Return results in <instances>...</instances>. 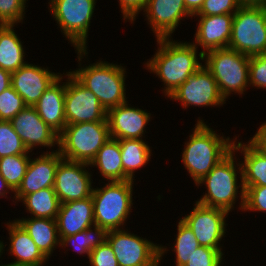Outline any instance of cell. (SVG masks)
I'll list each match as a JSON object with an SVG mask.
<instances>
[{
  "label": "cell",
  "mask_w": 266,
  "mask_h": 266,
  "mask_svg": "<svg viewBox=\"0 0 266 266\" xmlns=\"http://www.w3.org/2000/svg\"><path fill=\"white\" fill-rule=\"evenodd\" d=\"M106 241L112 247L119 266H160L162 257L169 251L166 246L124 229L108 231Z\"/></svg>",
  "instance_id": "30bf717a"
},
{
  "label": "cell",
  "mask_w": 266,
  "mask_h": 266,
  "mask_svg": "<svg viewBox=\"0 0 266 266\" xmlns=\"http://www.w3.org/2000/svg\"><path fill=\"white\" fill-rule=\"evenodd\" d=\"M62 159L58 148L51 152L46 151L37 158H30L25 176L14 192L15 202H19L24 196L41 189L54 188L56 170Z\"/></svg>",
  "instance_id": "9a60e30c"
},
{
  "label": "cell",
  "mask_w": 266,
  "mask_h": 266,
  "mask_svg": "<svg viewBox=\"0 0 266 266\" xmlns=\"http://www.w3.org/2000/svg\"><path fill=\"white\" fill-rule=\"evenodd\" d=\"M97 0H50L49 10L75 49H87V38Z\"/></svg>",
  "instance_id": "9c48e42d"
},
{
  "label": "cell",
  "mask_w": 266,
  "mask_h": 266,
  "mask_svg": "<svg viewBox=\"0 0 266 266\" xmlns=\"http://www.w3.org/2000/svg\"><path fill=\"white\" fill-rule=\"evenodd\" d=\"M249 85L257 89H266V53L250 56Z\"/></svg>",
  "instance_id": "74e56055"
},
{
  "label": "cell",
  "mask_w": 266,
  "mask_h": 266,
  "mask_svg": "<svg viewBox=\"0 0 266 266\" xmlns=\"http://www.w3.org/2000/svg\"><path fill=\"white\" fill-rule=\"evenodd\" d=\"M88 259L91 266H119L113 249L107 241L94 248Z\"/></svg>",
  "instance_id": "ab89813d"
},
{
  "label": "cell",
  "mask_w": 266,
  "mask_h": 266,
  "mask_svg": "<svg viewBox=\"0 0 266 266\" xmlns=\"http://www.w3.org/2000/svg\"><path fill=\"white\" fill-rule=\"evenodd\" d=\"M27 105L10 86L0 94V120L10 121Z\"/></svg>",
  "instance_id": "836d02e7"
},
{
  "label": "cell",
  "mask_w": 266,
  "mask_h": 266,
  "mask_svg": "<svg viewBox=\"0 0 266 266\" xmlns=\"http://www.w3.org/2000/svg\"><path fill=\"white\" fill-rule=\"evenodd\" d=\"M189 215L182 221L193 231L200 246H206L223 251L220 241L226 234V218L229 213L225 210L208 207L198 202Z\"/></svg>",
  "instance_id": "7c38bea8"
},
{
  "label": "cell",
  "mask_w": 266,
  "mask_h": 266,
  "mask_svg": "<svg viewBox=\"0 0 266 266\" xmlns=\"http://www.w3.org/2000/svg\"><path fill=\"white\" fill-rule=\"evenodd\" d=\"M239 7L237 0H204L201 9L194 16L235 14Z\"/></svg>",
  "instance_id": "8d00e7d4"
},
{
  "label": "cell",
  "mask_w": 266,
  "mask_h": 266,
  "mask_svg": "<svg viewBox=\"0 0 266 266\" xmlns=\"http://www.w3.org/2000/svg\"><path fill=\"white\" fill-rule=\"evenodd\" d=\"M245 188L243 211L266 212V186H250Z\"/></svg>",
  "instance_id": "f35d334b"
},
{
  "label": "cell",
  "mask_w": 266,
  "mask_h": 266,
  "mask_svg": "<svg viewBox=\"0 0 266 266\" xmlns=\"http://www.w3.org/2000/svg\"><path fill=\"white\" fill-rule=\"evenodd\" d=\"M249 142L263 155L266 156V121L260 125Z\"/></svg>",
  "instance_id": "b9f144b4"
},
{
  "label": "cell",
  "mask_w": 266,
  "mask_h": 266,
  "mask_svg": "<svg viewBox=\"0 0 266 266\" xmlns=\"http://www.w3.org/2000/svg\"><path fill=\"white\" fill-rule=\"evenodd\" d=\"M28 0H0V25H16L23 22Z\"/></svg>",
  "instance_id": "e575fe53"
},
{
  "label": "cell",
  "mask_w": 266,
  "mask_h": 266,
  "mask_svg": "<svg viewBox=\"0 0 266 266\" xmlns=\"http://www.w3.org/2000/svg\"><path fill=\"white\" fill-rule=\"evenodd\" d=\"M168 98L179 101L186 109L192 105L220 107L226 103L219 92L214 76L204 65L190 75Z\"/></svg>",
  "instance_id": "4fadbf2b"
},
{
  "label": "cell",
  "mask_w": 266,
  "mask_h": 266,
  "mask_svg": "<svg viewBox=\"0 0 266 266\" xmlns=\"http://www.w3.org/2000/svg\"><path fill=\"white\" fill-rule=\"evenodd\" d=\"M110 138L108 122L67 124L58 136V151L63 159L90 164Z\"/></svg>",
  "instance_id": "52a82bcc"
},
{
  "label": "cell",
  "mask_w": 266,
  "mask_h": 266,
  "mask_svg": "<svg viewBox=\"0 0 266 266\" xmlns=\"http://www.w3.org/2000/svg\"><path fill=\"white\" fill-rule=\"evenodd\" d=\"M150 118L152 119L151 113L138 107H131L128 101L108 109L106 116L110 136L118 140L145 138V129Z\"/></svg>",
  "instance_id": "d6986e66"
},
{
  "label": "cell",
  "mask_w": 266,
  "mask_h": 266,
  "mask_svg": "<svg viewBox=\"0 0 266 266\" xmlns=\"http://www.w3.org/2000/svg\"><path fill=\"white\" fill-rule=\"evenodd\" d=\"M60 75L61 73L51 72L48 67L27 63L11 73V87L23 98L27 106H35Z\"/></svg>",
  "instance_id": "ac0fdd59"
},
{
  "label": "cell",
  "mask_w": 266,
  "mask_h": 266,
  "mask_svg": "<svg viewBox=\"0 0 266 266\" xmlns=\"http://www.w3.org/2000/svg\"><path fill=\"white\" fill-rule=\"evenodd\" d=\"M234 153L232 150L207 175L196 183L197 187L204 184L207 189V193H203L200 200L198 199L196 202L208 207L219 208L229 213L232 209L234 210L235 203L239 197L237 195L240 192L239 199L241 201L239 209L243 211L245 188L242 181V168L240 161L238 164L236 163V157H234L236 154ZM238 173L240 177L237 176L239 175ZM237 178H240L239 185ZM239 188H241L240 191H238Z\"/></svg>",
  "instance_id": "277c9868"
},
{
  "label": "cell",
  "mask_w": 266,
  "mask_h": 266,
  "mask_svg": "<svg viewBox=\"0 0 266 266\" xmlns=\"http://www.w3.org/2000/svg\"><path fill=\"white\" fill-rule=\"evenodd\" d=\"M143 12L156 39L172 38L180 20L193 17L187 11L184 0H148Z\"/></svg>",
  "instance_id": "e0dca14e"
},
{
  "label": "cell",
  "mask_w": 266,
  "mask_h": 266,
  "mask_svg": "<svg viewBox=\"0 0 266 266\" xmlns=\"http://www.w3.org/2000/svg\"><path fill=\"white\" fill-rule=\"evenodd\" d=\"M195 39L193 44L198 48L200 46L201 53L228 48L231 38L232 23L234 14H221L213 16H197Z\"/></svg>",
  "instance_id": "ffe728a7"
},
{
  "label": "cell",
  "mask_w": 266,
  "mask_h": 266,
  "mask_svg": "<svg viewBox=\"0 0 266 266\" xmlns=\"http://www.w3.org/2000/svg\"><path fill=\"white\" fill-rule=\"evenodd\" d=\"M89 166L98 168L108 182L123 181V165L118 139L110 138L97 152Z\"/></svg>",
  "instance_id": "4316f807"
},
{
  "label": "cell",
  "mask_w": 266,
  "mask_h": 266,
  "mask_svg": "<svg viewBox=\"0 0 266 266\" xmlns=\"http://www.w3.org/2000/svg\"><path fill=\"white\" fill-rule=\"evenodd\" d=\"M89 164L62 159L57 167L54 191L60 203L92 196L93 187Z\"/></svg>",
  "instance_id": "5bb4252c"
},
{
  "label": "cell",
  "mask_w": 266,
  "mask_h": 266,
  "mask_svg": "<svg viewBox=\"0 0 266 266\" xmlns=\"http://www.w3.org/2000/svg\"><path fill=\"white\" fill-rule=\"evenodd\" d=\"M223 251L217 249L199 246L190 256L185 266H222ZM222 264V265H221Z\"/></svg>",
  "instance_id": "d590c367"
},
{
  "label": "cell",
  "mask_w": 266,
  "mask_h": 266,
  "mask_svg": "<svg viewBox=\"0 0 266 266\" xmlns=\"http://www.w3.org/2000/svg\"><path fill=\"white\" fill-rule=\"evenodd\" d=\"M234 139L218 135L203 120H197L182 153V162L195 185L233 148Z\"/></svg>",
  "instance_id": "7a4b0ae2"
},
{
  "label": "cell",
  "mask_w": 266,
  "mask_h": 266,
  "mask_svg": "<svg viewBox=\"0 0 266 266\" xmlns=\"http://www.w3.org/2000/svg\"><path fill=\"white\" fill-rule=\"evenodd\" d=\"M9 253L16 259L10 264L18 266H43L48 259L41 253L29 234L16 221L7 222Z\"/></svg>",
  "instance_id": "603a6c76"
},
{
  "label": "cell",
  "mask_w": 266,
  "mask_h": 266,
  "mask_svg": "<svg viewBox=\"0 0 266 266\" xmlns=\"http://www.w3.org/2000/svg\"><path fill=\"white\" fill-rule=\"evenodd\" d=\"M236 140V141H235ZM232 150L243 154L242 181L244 187L266 186V156L258 151L249 141L248 144L237 142L235 136ZM237 142V143H236Z\"/></svg>",
  "instance_id": "d4e9b609"
},
{
  "label": "cell",
  "mask_w": 266,
  "mask_h": 266,
  "mask_svg": "<svg viewBox=\"0 0 266 266\" xmlns=\"http://www.w3.org/2000/svg\"><path fill=\"white\" fill-rule=\"evenodd\" d=\"M228 48L249 57L266 53V7H239Z\"/></svg>",
  "instance_id": "ba28073f"
},
{
  "label": "cell",
  "mask_w": 266,
  "mask_h": 266,
  "mask_svg": "<svg viewBox=\"0 0 266 266\" xmlns=\"http://www.w3.org/2000/svg\"><path fill=\"white\" fill-rule=\"evenodd\" d=\"M15 25H0V68L10 73L27 64L22 41L13 29Z\"/></svg>",
  "instance_id": "484cf974"
},
{
  "label": "cell",
  "mask_w": 266,
  "mask_h": 266,
  "mask_svg": "<svg viewBox=\"0 0 266 266\" xmlns=\"http://www.w3.org/2000/svg\"><path fill=\"white\" fill-rule=\"evenodd\" d=\"M11 86V73L0 68V94Z\"/></svg>",
  "instance_id": "ee69618b"
},
{
  "label": "cell",
  "mask_w": 266,
  "mask_h": 266,
  "mask_svg": "<svg viewBox=\"0 0 266 266\" xmlns=\"http://www.w3.org/2000/svg\"><path fill=\"white\" fill-rule=\"evenodd\" d=\"M12 193L14 194V191L10 188V186L7 184V182L5 181V179L2 177L1 173H0V197L3 198L5 196V198L7 197L8 193Z\"/></svg>",
  "instance_id": "bcb514c9"
},
{
  "label": "cell",
  "mask_w": 266,
  "mask_h": 266,
  "mask_svg": "<svg viewBox=\"0 0 266 266\" xmlns=\"http://www.w3.org/2000/svg\"><path fill=\"white\" fill-rule=\"evenodd\" d=\"M187 11L194 17L201 9L204 0H184Z\"/></svg>",
  "instance_id": "7bdbcfd3"
},
{
  "label": "cell",
  "mask_w": 266,
  "mask_h": 266,
  "mask_svg": "<svg viewBox=\"0 0 266 266\" xmlns=\"http://www.w3.org/2000/svg\"><path fill=\"white\" fill-rule=\"evenodd\" d=\"M62 75L64 73L52 83L34 106L40 118L58 135L67 125L65 118L66 82H61L64 77Z\"/></svg>",
  "instance_id": "7402d4cb"
},
{
  "label": "cell",
  "mask_w": 266,
  "mask_h": 266,
  "mask_svg": "<svg viewBox=\"0 0 266 266\" xmlns=\"http://www.w3.org/2000/svg\"><path fill=\"white\" fill-rule=\"evenodd\" d=\"M93 228V229H92ZM107 231L100 226L93 225L72 236L63 237L60 240V247L73 246L72 248L78 253L87 254L89 258L90 252L98 245L106 241Z\"/></svg>",
  "instance_id": "f546056e"
},
{
  "label": "cell",
  "mask_w": 266,
  "mask_h": 266,
  "mask_svg": "<svg viewBox=\"0 0 266 266\" xmlns=\"http://www.w3.org/2000/svg\"><path fill=\"white\" fill-rule=\"evenodd\" d=\"M239 6L266 7V0H237Z\"/></svg>",
  "instance_id": "f6af8a7d"
},
{
  "label": "cell",
  "mask_w": 266,
  "mask_h": 266,
  "mask_svg": "<svg viewBox=\"0 0 266 266\" xmlns=\"http://www.w3.org/2000/svg\"><path fill=\"white\" fill-rule=\"evenodd\" d=\"M16 221L32 238L41 253L49 260L57 246L60 247L57 223L48 218H22Z\"/></svg>",
  "instance_id": "cb8c5ba5"
},
{
  "label": "cell",
  "mask_w": 266,
  "mask_h": 266,
  "mask_svg": "<svg viewBox=\"0 0 266 266\" xmlns=\"http://www.w3.org/2000/svg\"><path fill=\"white\" fill-rule=\"evenodd\" d=\"M177 234L175 245L172 246V251L176 255L174 261L176 266H185L190 256L200 246L193 231L181 220L177 224Z\"/></svg>",
  "instance_id": "1f68e13d"
},
{
  "label": "cell",
  "mask_w": 266,
  "mask_h": 266,
  "mask_svg": "<svg viewBox=\"0 0 266 266\" xmlns=\"http://www.w3.org/2000/svg\"><path fill=\"white\" fill-rule=\"evenodd\" d=\"M123 20L131 23L136 21V17L140 11H144L148 0H118Z\"/></svg>",
  "instance_id": "60d3db41"
},
{
  "label": "cell",
  "mask_w": 266,
  "mask_h": 266,
  "mask_svg": "<svg viewBox=\"0 0 266 266\" xmlns=\"http://www.w3.org/2000/svg\"><path fill=\"white\" fill-rule=\"evenodd\" d=\"M134 181H113L93 188L92 201L95 225L107 232L124 229L132 212ZM122 226V227H121Z\"/></svg>",
  "instance_id": "5b68a950"
},
{
  "label": "cell",
  "mask_w": 266,
  "mask_h": 266,
  "mask_svg": "<svg viewBox=\"0 0 266 266\" xmlns=\"http://www.w3.org/2000/svg\"><path fill=\"white\" fill-rule=\"evenodd\" d=\"M10 123L28 151L32 152L39 146L58 147L59 135L40 118L34 106H26Z\"/></svg>",
  "instance_id": "2e32d148"
},
{
  "label": "cell",
  "mask_w": 266,
  "mask_h": 266,
  "mask_svg": "<svg viewBox=\"0 0 266 266\" xmlns=\"http://www.w3.org/2000/svg\"><path fill=\"white\" fill-rule=\"evenodd\" d=\"M30 154H18L0 158V173L15 192L25 176Z\"/></svg>",
  "instance_id": "4dcf8cb0"
},
{
  "label": "cell",
  "mask_w": 266,
  "mask_h": 266,
  "mask_svg": "<svg viewBox=\"0 0 266 266\" xmlns=\"http://www.w3.org/2000/svg\"><path fill=\"white\" fill-rule=\"evenodd\" d=\"M6 247V245L4 246V243L3 241L0 240V257L2 256L3 254V251H4V248Z\"/></svg>",
  "instance_id": "7dc6e473"
},
{
  "label": "cell",
  "mask_w": 266,
  "mask_h": 266,
  "mask_svg": "<svg viewBox=\"0 0 266 266\" xmlns=\"http://www.w3.org/2000/svg\"><path fill=\"white\" fill-rule=\"evenodd\" d=\"M20 202L26 206L31 217L56 220L60 208V201L54 188H44L24 196ZM33 215V216H32Z\"/></svg>",
  "instance_id": "f1b7e54d"
},
{
  "label": "cell",
  "mask_w": 266,
  "mask_h": 266,
  "mask_svg": "<svg viewBox=\"0 0 266 266\" xmlns=\"http://www.w3.org/2000/svg\"><path fill=\"white\" fill-rule=\"evenodd\" d=\"M203 58L204 66L214 76L225 101L233 93L243 95L250 86L249 56L230 48H221L206 52Z\"/></svg>",
  "instance_id": "8992f818"
},
{
  "label": "cell",
  "mask_w": 266,
  "mask_h": 266,
  "mask_svg": "<svg viewBox=\"0 0 266 266\" xmlns=\"http://www.w3.org/2000/svg\"><path fill=\"white\" fill-rule=\"evenodd\" d=\"M118 141L122 157L123 181H133L135 171L146 166L150 161L151 147L144 139H120Z\"/></svg>",
  "instance_id": "83f0119b"
},
{
  "label": "cell",
  "mask_w": 266,
  "mask_h": 266,
  "mask_svg": "<svg viewBox=\"0 0 266 266\" xmlns=\"http://www.w3.org/2000/svg\"><path fill=\"white\" fill-rule=\"evenodd\" d=\"M65 118L66 124L107 122V111L98 98L66 72Z\"/></svg>",
  "instance_id": "8fae6325"
},
{
  "label": "cell",
  "mask_w": 266,
  "mask_h": 266,
  "mask_svg": "<svg viewBox=\"0 0 266 266\" xmlns=\"http://www.w3.org/2000/svg\"><path fill=\"white\" fill-rule=\"evenodd\" d=\"M75 51L80 68L69 71V73L98 98L106 111L128 101L125 92V74H127L125 67L101 60L82 67L80 61L88 54V51L87 49Z\"/></svg>",
  "instance_id": "3957f363"
},
{
  "label": "cell",
  "mask_w": 266,
  "mask_h": 266,
  "mask_svg": "<svg viewBox=\"0 0 266 266\" xmlns=\"http://www.w3.org/2000/svg\"><path fill=\"white\" fill-rule=\"evenodd\" d=\"M56 223L60 240L95 225L92 196L61 203Z\"/></svg>",
  "instance_id": "44dd1931"
},
{
  "label": "cell",
  "mask_w": 266,
  "mask_h": 266,
  "mask_svg": "<svg viewBox=\"0 0 266 266\" xmlns=\"http://www.w3.org/2000/svg\"><path fill=\"white\" fill-rule=\"evenodd\" d=\"M158 50L145 63L150 73H155L164 84L163 93L172 95L188 77L194 74L203 62V54L197 56V47L191 42L173 41V38H157ZM200 61H199V60Z\"/></svg>",
  "instance_id": "6da1fadb"
},
{
  "label": "cell",
  "mask_w": 266,
  "mask_h": 266,
  "mask_svg": "<svg viewBox=\"0 0 266 266\" xmlns=\"http://www.w3.org/2000/svg\"><path fill=\"white\" fill-rule=\"evenodd\" d=\"M0 266H18V265H13V264H10V263H8V264H1Z\"/></svg>",
  "instance_id": "c3c4849f"
},
{
  "label": "cell",
  "mask_w": 266,
  "mask_h": 266,
  "mask_svg": "<svg viewBox=\"0 0 266 266\" xmlns=\"http://www.w3.org/2000/svg\"><path fill=\"white\" fill-rule=\"evenodd\" d=\"M29 152L10 121L0 120V158Z\"/></svg>",
  "instance_id": "d6a6232c"
}]
</instances>
